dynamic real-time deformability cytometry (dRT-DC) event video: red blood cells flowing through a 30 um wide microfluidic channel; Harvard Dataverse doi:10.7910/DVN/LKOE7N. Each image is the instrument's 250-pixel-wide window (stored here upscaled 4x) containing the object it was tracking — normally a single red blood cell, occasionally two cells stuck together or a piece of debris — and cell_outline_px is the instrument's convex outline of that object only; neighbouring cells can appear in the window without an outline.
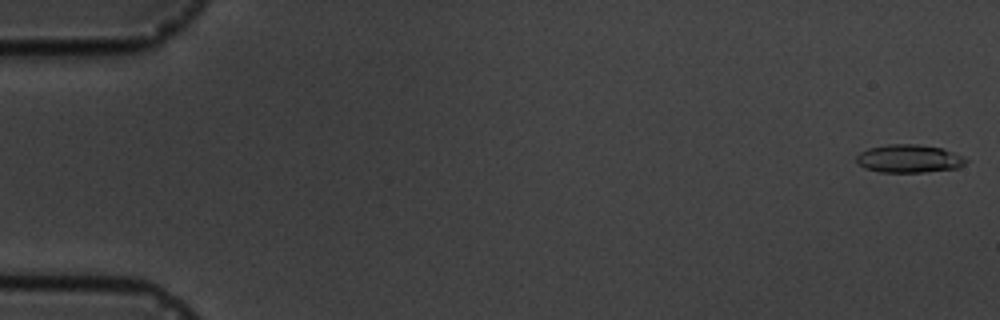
{"species": "common noctule bat (a hibernating species)", "species_latin": "Nyctalus noctula", "temperature_condition": "cold", "stored_images_in_passage": 17, "camera_frame_rate_fps": 3000, "um_per_image_px": 0.085, "animal": {"sex": "male", "body_mass_g": 19.5, "forearm_length_mm": 54.6}, "frame": {"image": 1, "passage_image": 1, "time_ms": 0.0, "image_size_px": [1000, 320], "cell_outline_px": [[968, 160], [964, 164], [956, 168], [924, 172], [880, 172], [864, 168], [856, 160], [856, 156], [860, 152], [868, 148], [888, 144], [916, 144], [940, 148], [964, 156]], "centroid_in_image_um": [77.25, 13.48], "position_along_channel_um": 7.8, "area_um2": 17.8}}
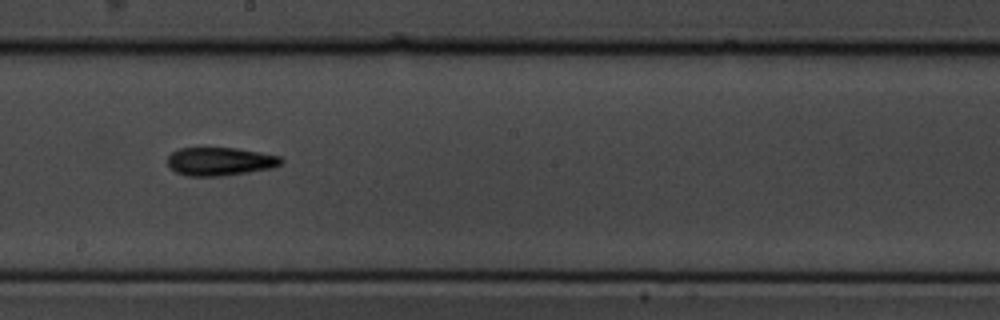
{"frame": {"image": 2, "passage_image": 10, "time_ms": 10.333, "image_size_px": [1000, 320], "cell_outline_px": [[284, 160], [280, 164], [272, 168], [248, 172], [220, 176], [188, 176], [176, 172], [168, 164], [168, 156], [172, 152], [180, 148], [204, 144], [236, 148], [260, 152], [280, 156]], "centroid_in_image_um": [18.66, 13.67], "position_along_channel_um": 229.5, "area_um2": 19.42}}
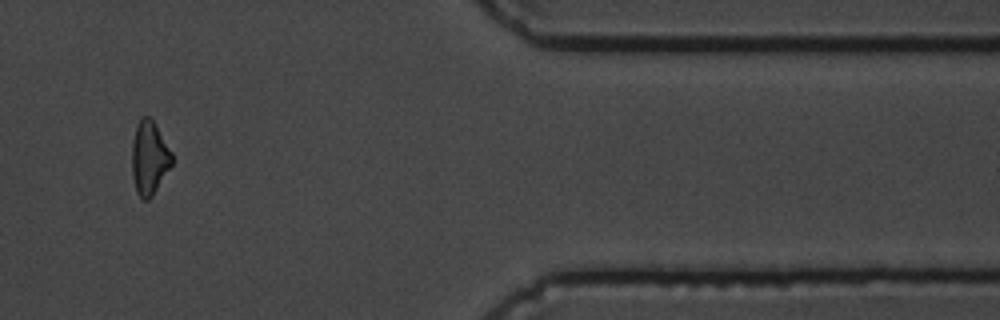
{"frame": {"image": 3, "passage_image": 15, "time_ms": 16.0, "image_size_px": [1000, 320], "cell_outline_px": [[172, 164], [152, 196], [148, 200], [144, 200], [136, 192], [132, 176], [132, 144], [136, 124], [140, 116], [148, 116], [152, 120], [172, 152]], "centroid_in_image_um": [12.67, 13.41], "position_along_channel_um": 398.7, "area_um2": 17.05}, "authors_computed_cell_mechanics": {"area_um2": 17.629, "velocity_mm_per_s": 3.555, "shape_relaxation_time_tau1_ms": 1.9027, "shape_relaxation_time_tau2_ms": null, "deformation_change_tau1": 0.0931, "deformation_change_tau2": null}}